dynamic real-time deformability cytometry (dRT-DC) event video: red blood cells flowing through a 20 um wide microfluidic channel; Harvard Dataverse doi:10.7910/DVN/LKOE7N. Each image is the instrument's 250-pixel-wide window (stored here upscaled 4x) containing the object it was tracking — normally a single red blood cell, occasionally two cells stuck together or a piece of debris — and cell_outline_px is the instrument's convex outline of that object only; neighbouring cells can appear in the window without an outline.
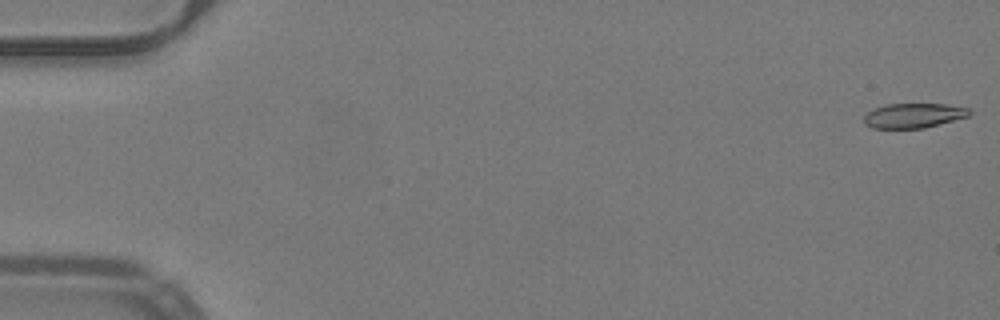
{"species": "common noctule bat (a hibernating species)", "species_latin": "Nyctalus noctula", "temperature_condition": "warm", "stored_images_in_passage": 47, "camera_frame_rate_fps": 3000, "um_per_image_px": 0.085, "animal": {"sex": "male", "body_mass_g": 19.2, "forearm_length_mm": 51.8}, "frame": {"image": 1, "passage_image": 1, "time_ms": 0.0, "image_size_px": [1000, 320], "cell_outline_px": [[972, 112], [968, 116], [924, 128], [872, 128], [864, 124], [864, 116], [868, 112], [876, 108], [888, 104], [948, 104], [968, 108]], "centroid_in_image_um": [77.65, 9.82], "position_along_channel_um": 7.3, "area_um2": 15.03}}
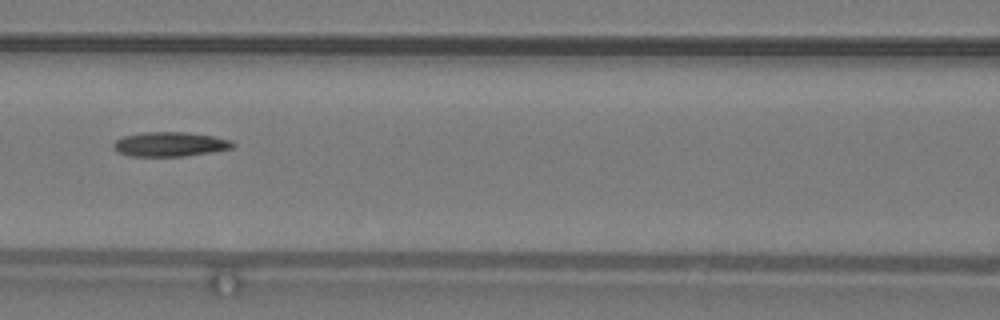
{"frame": {"image": 2, "passage_image": 24, "time_ms": 7.667, "image_size_px": [1000, 320], "cell_outline_px": [[236, 144], [232, 148], [212, 152], [184, 156], [128, 156], [116, 152], [112, 148], [112, 144], [116, 140], [124, 136], [144, 132], [184, 132], [212, 136], [232, 140]], "centroid_in_image_um": [14.42, 12.26], "position_along_channel_um": 152.2, "area_um2": 17.11}}
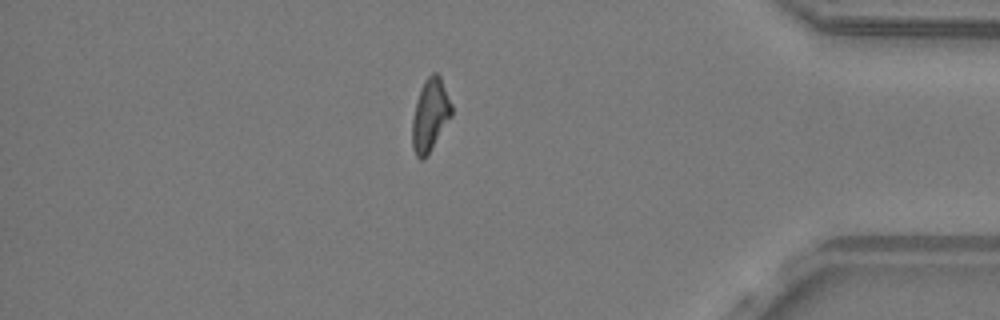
{"frame": {"image": 3, "passage_image": 45, "time_ms": 14.667, "image_size_px": [1000, 320], "cell_outline_px": [[452, 116], [428, 152], [420, 160], [416, 156], [412, 148], [412, 120], [416, 100], [424, 80], [432, 72], [436, 72], [440, 76], [452, 104]], "centroid_in_image_um": [36.55, 9.73], "position_along_channel_um": 398.6, "area_um2": 16.42}, "authors_computed_cell_mechanics": {"area_um2": 16.9354, "velocity_mm_per_s": 4.0181, "shape_relaxation_time_tau1_ms": 10.8614, "shape_relaxation_time_tau2_ms": null, "deformation_change_tau1": 0.2914, "deformation_change_tau2": null}}